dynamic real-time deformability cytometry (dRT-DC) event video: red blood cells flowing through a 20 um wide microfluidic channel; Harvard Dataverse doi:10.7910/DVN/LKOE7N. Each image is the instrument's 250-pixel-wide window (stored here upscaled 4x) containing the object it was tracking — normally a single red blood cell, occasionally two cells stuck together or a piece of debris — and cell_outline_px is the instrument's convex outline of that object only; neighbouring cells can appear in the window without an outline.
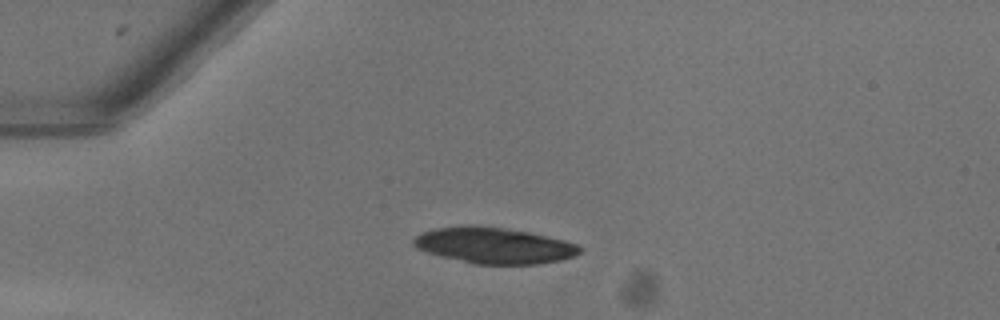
{"species": "common noctule bat (a hibernating species)", "species_latin": "Nyctalus noctula", "temperature_condition": "warm", "stored_images_in_passage": 34, "camera_frame_rate_fps": 3000, "um_per_image_px": 0.085, "animal": {"sex": "female"}, "frame": {"image": 1, "passage_image": 1, "time_ms": 0.0, "image_size_px": [1000, 320], "cell_outline_px": [[584, 248], [576, 256], [560, 260], [536, 264], [476, 264], [440, 256], [424, 252], [416, 248], [412, 244], [412, 240], [416, 236], [432, 228], [468, 224], [476, 224], [504, 228], [528, 232], [548, 236], [564, 240], [576, 244]], "centroid_in_image_um": [41.97, 20.85], "position_along_channel_um": 43.0, "area_um2": 35.26}}